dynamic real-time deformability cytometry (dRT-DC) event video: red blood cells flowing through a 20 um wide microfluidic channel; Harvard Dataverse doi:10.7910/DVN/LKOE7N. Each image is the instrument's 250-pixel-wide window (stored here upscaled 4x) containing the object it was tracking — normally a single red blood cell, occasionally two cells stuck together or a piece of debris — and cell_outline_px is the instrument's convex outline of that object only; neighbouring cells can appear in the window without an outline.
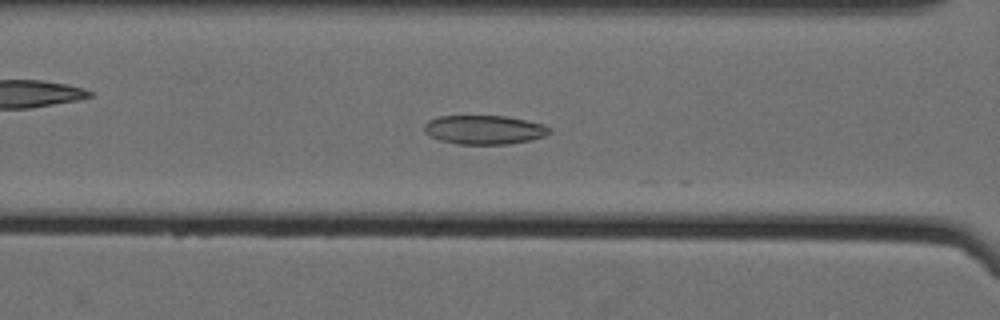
{"species": "Egyptian fruit bat (a non-hibernating species)", "species_latin": "Rousettus aegyptiacus", "temperature_condition": "cold", "stored_images_in_passage": 13, "camera_frame_rate_fps": 3000, "um_per_image_px": 0.085, "animal": {"sex": "female"}, "frame": {"image": 1, "passage_image": 7, "time_ms": 2.0, "image_size_px": [1000, 320], "cell_outline_px": [[552, 132], [544, 136], [532, 140], [508, 144], [456, 144], [440, 140], [428, 136], [424, 132], [424, 124], [428, 120], [440, 116], [504, 116], [544, 124], [552, 128]], "centroid_in_image_um": [41.16, 11.03], "position_along_channel_um": 125.4, "area_um2": 21.33}}
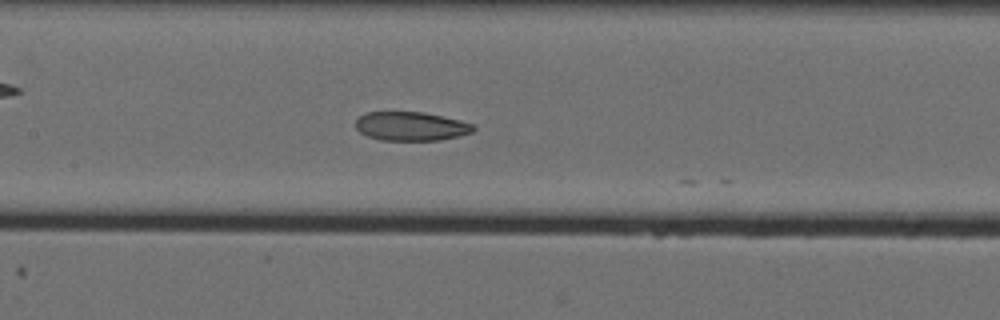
{"frame": {"image": 2, "passage_image": 11, "time_ms": 3.333, "image_size_px": [1000, 320], "cell_outline_px": [[476, 128], [472, 132], [460, 136], [440, 140], [380, 140], [368, 136], [360, 132], [356, 128], [356, 120], [364, 112], [424, 112], [460, 120], [476, 124]], "centroid_in_image_um": [34.97, 10.73], "position_along_channel_um": 172.4, "area_um2": 19.94}}